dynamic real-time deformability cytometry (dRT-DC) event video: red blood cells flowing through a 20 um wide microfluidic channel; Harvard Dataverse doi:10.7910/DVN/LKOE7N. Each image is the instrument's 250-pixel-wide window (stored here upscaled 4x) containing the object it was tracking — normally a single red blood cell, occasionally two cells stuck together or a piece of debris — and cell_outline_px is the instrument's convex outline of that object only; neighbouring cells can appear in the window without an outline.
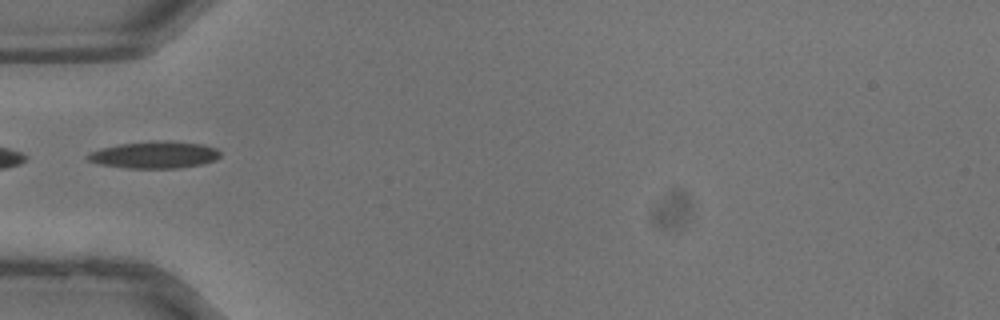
{"species": "common noctule bat (a hibernating species)", "species_latin": "Nyctalus noctula", "temperature_condition": "warm", "stored_images_in_passage": 25, "camera_frame_rate_fps": 3000, "um_per_image_px": 0.085, "animal": {"sex": "male", "body_mass_g": 13.3}, "frame": {"image": 1, "passage_image": 1, "time_ms": 0.0, "image_size_px": [1000, 320], "cell_outline_px": [[220, 156], [216, 160], [204, 164], [180, 168], [128, 168], [100, 164], [88, 160], [84, 156], [88, 152], [100, 148], [120, 144], [152, 140], [168, 140], [204, 144], [216, 148], [220, 152]], "centroid_in_image_um": [13.15, 13.15], "position_along_channel_um": 71.9, "area_um2": 21.21}}